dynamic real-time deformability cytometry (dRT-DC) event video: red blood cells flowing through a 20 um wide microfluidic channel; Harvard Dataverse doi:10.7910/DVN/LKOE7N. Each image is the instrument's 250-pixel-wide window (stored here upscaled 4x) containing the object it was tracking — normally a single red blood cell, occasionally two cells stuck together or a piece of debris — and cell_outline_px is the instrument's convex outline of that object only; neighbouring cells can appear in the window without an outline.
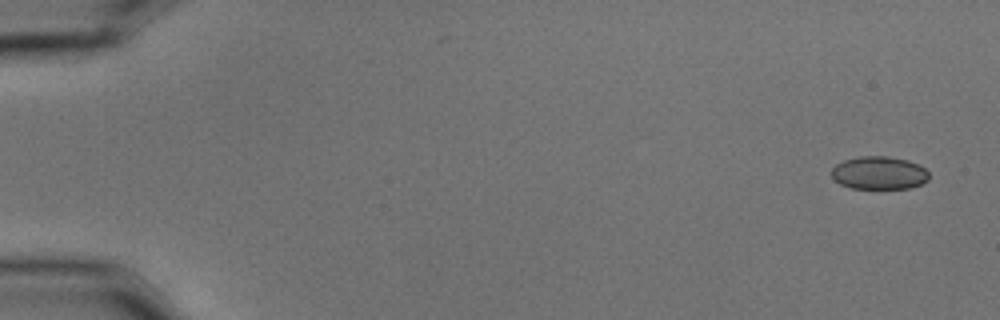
{"species": "common noctule bat (a hibernating species)", "species_latin": "Nyctalus noctula", "temperature_condition": "cold", "stored_images_in_passage": 6, "camera_frame_rate_fps": 3000, "um_per_image_px": 0.085, "animal": {"sex": "male", "body_mass_g": 15.6}, "frame": {"image": 1, "passage_image": 1, "time_ms": 0.0, "image_size_px": [1000, 320], "cell_outline_px": [[928, 180], [920, 184], [908, 188], [852, 188], [840, 184], [832, 180], [832, 168], [836, 164], [844, 160], [860, 156], [888, 156], [908, 160], [920, 164], [928, 172]], "centroid_in_image_um": [74.71, 14.69], "position_along_channel_um": 10.3, "area_um2": 18.79}}
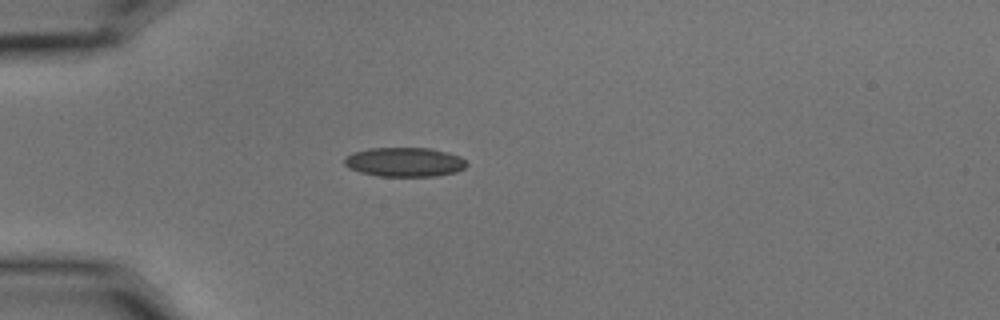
{"frame": {"image": 2, "passage_image": 5, "time_ms": 1.333, "image_size_px": [1000, 320], "cell_outline_px": [[468, 164], [464, 168], [456, 172], [436, 176], [376, 176], [360, 172], [348, 168], [344, 164], [344, 160], [352, 152], [368, 148], [432, 148], [448, 152], [460, 156]], "centroid_in_image_um": [34.39, 13.77], "position_along_channel_um": 50.6, "area_um2": 20.98}}